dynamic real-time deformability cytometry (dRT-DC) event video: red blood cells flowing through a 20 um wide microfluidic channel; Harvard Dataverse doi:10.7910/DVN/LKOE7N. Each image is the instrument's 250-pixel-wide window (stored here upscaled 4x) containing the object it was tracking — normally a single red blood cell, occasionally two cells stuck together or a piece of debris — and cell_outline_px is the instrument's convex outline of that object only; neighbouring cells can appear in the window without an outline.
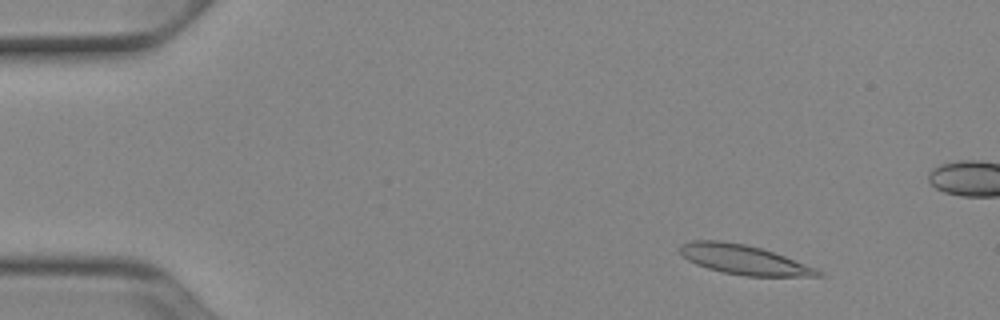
{"species": "Egyptian fruit bat (a non-hibernating species)", "species_latin": "Rousettus aegyptiacus", "temperature_condition": "cold", "stored_images_in_passage": 52, "camera_frame_rate_fps": 3000, "um_per_image_px": 0.085, "animal": {"sex": "female"}, "frame": {"image": 1, "passage_image": 6, "time_ms": 1.667, "image_size_px": [1000, 320], "cell_outline_px": [[828, 276], [744, 276], [724, 272], [708, 268], [696, 264], [688, 260], [680, 252], [680, 244], [692, 240], [720, 240], [744, 244], [764, 248], [816, 268], [824, 272]], "centroid_in_image_um": [63.26, 22.07], "position_along_channel_um": 21.7, "area_um2": 23.81}}
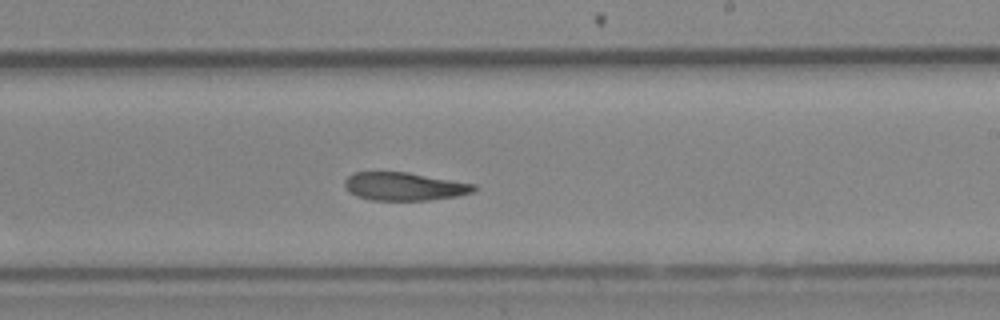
{"frame": {"image": 2, "passage_image": 31, "time_ms": 10.0, "image_size_px": [1000, 320], "cell_outline_px": [[476, 188], [472, 192], [456, 196], [428, 200], [372, 200], [356, 196], [344, 184], [344, 180], [352, 172], [408, 172], [476, 184]], "centroid_in_image_um": [34.36, 15.84], "position_along_channel_um": 254.6, "area_um2": 21.04}}
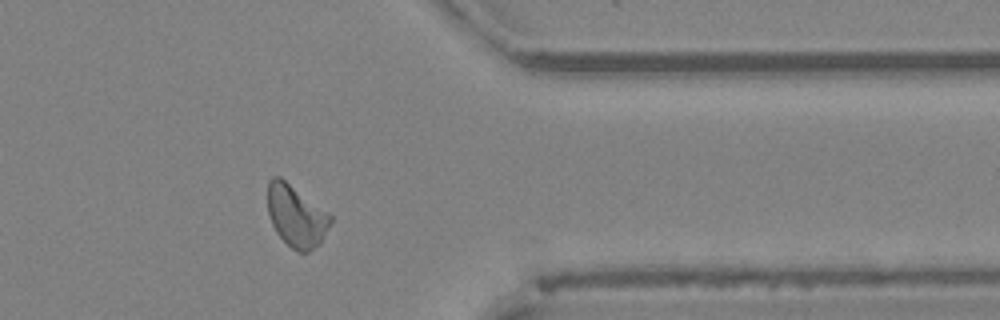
{"frame": {"image": 3, "passage_image": 42, "time_ms": 13.667, "image_size_px": [1000, 320], "cell_outline_px": [[332, 220], [320, 244], [308, 252], [296, 252], [276, 232], [272, 224], [268, 212], [268, 180], [272, 176], [280, 176], [328, 212], [332, 216]], "centroid_in_image_um": [25.18, 18.35], "position_along_channel_um": 386.2, "area_um2": 22.54}, "authors_computed_cell_mechanics": {"area_um2": 22.7732, "velocity_mm_per_s": 3.8976, "shape_relaxation_time_tau1_ms": null, "shape_relaxation_time_tau2_ms": 3.8818, "deformation_change_tau1": null, "deformation_change_tau2": 0.0984}}